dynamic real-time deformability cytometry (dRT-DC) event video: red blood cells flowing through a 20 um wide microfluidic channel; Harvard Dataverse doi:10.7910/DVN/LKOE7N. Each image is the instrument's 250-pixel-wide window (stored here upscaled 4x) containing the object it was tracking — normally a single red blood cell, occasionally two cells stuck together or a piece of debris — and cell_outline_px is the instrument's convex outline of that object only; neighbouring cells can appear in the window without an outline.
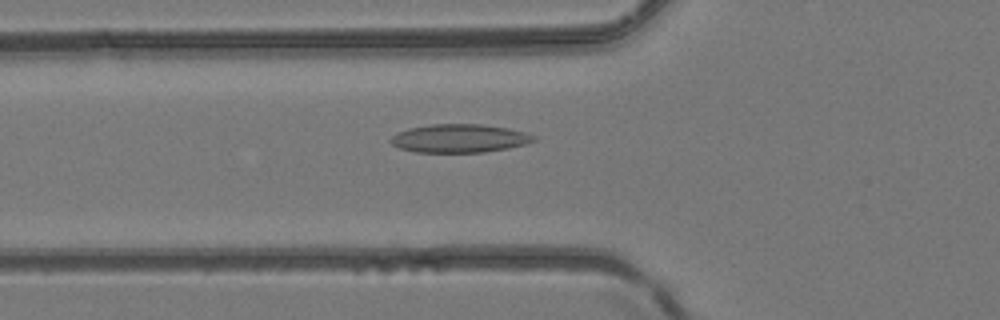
{"species": "common noctule bat (a hibernating species)", "species_latin": "Nyctalus noctula", "temperature_condition": "room temperature", "stored_images_in_passage": 4, "camera_frame_rate_fps": 3000, "um_per_image_px": 0.085, "animal": {"sex": "female", "body_mass_g": 24.6, "forearm_length_mm": 56.2}, "frame": {"image": 1, "passage_image": 4, "time_ms": 1.0, "image_size_px": [1000, 320], "cell_outline_px": [[536, 140], [524, 144], [508, 148], [484, 152], [412, 152], [400, 148], [392, 144], [388, 140], [396, 132], [408, 128], [432, 124], [480, 124], [508, 128], [524, 132], [536, 136]], "centroid_in_image_um": [39.01, 11.76], "position_along_channel_um": 86.8, "area_um2": 23.7}}